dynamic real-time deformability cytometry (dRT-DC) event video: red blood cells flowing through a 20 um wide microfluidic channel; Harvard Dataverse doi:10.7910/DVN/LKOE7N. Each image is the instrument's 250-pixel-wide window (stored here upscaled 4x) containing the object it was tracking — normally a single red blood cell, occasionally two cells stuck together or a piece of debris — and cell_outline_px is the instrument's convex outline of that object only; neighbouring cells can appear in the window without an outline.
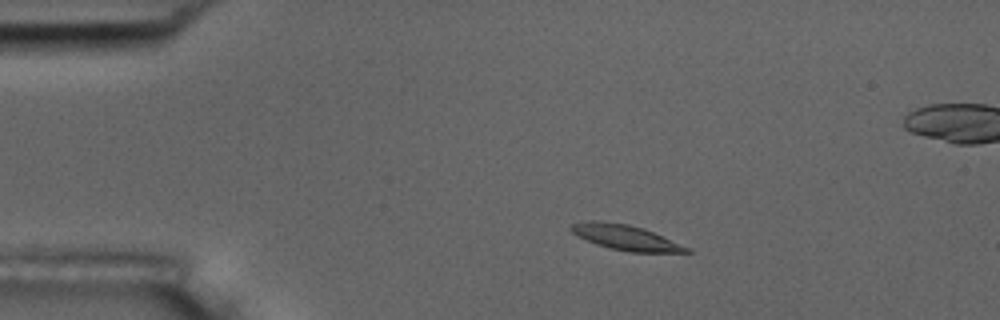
{"species": "common noctule bat (a hibernating species)", "species_latin": "Nyctalus noctula", "temperature_condition": "room temperature", "stored_images_in_passage": 5, "camera_frame_rate_fps": 3000, "um_per_image_px": 0.085, "animal": {"sex": "male", "body_mass_g": 17.5, "forearm_length_mm": 52.3}, "frame": {"image": 1, "passage_image": 3, "time_ms": 2.333, "image_size_px": [1000, 320], "cell_outline_px": [[692, 252], [632, 252], [608, 248], [596, 244], [576, 236], [568, 228], [572, 224], [588, 220], [600, 220], [628, 224], [644, 228], [692, 248]], "centroid_in_image_um": [53.17, 20.17], "position_along_channel_um": 31.8, "area_um2": 17.17}}